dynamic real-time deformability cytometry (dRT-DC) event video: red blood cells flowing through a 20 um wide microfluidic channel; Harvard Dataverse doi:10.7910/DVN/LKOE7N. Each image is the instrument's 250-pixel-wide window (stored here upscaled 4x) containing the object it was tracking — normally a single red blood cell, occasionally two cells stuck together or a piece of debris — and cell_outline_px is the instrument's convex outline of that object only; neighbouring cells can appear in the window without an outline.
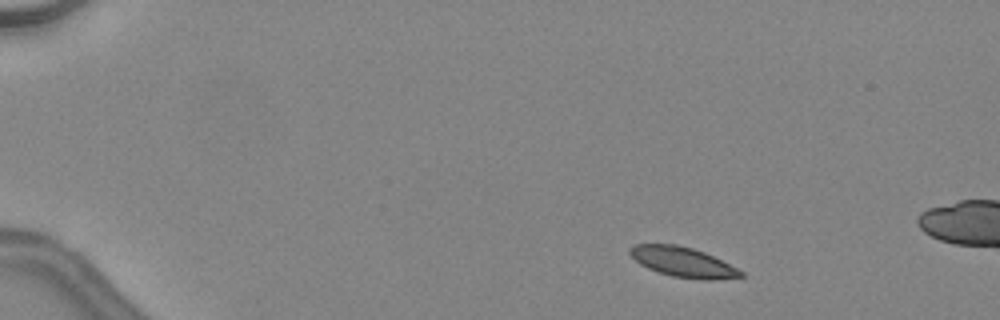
{"species": "common noctule bat (a hibernating species)", "species_latin": "Nyctalus noctula", "temperature_condition": "warm", "stored_images_in_passage": 10, "camera_frame_rate_fps": 3000, "um_per_image_px": 0.085, "animal": {"sex": "female", "body_mass_g": 24.6, "forearm_length_mm": 56.2}, "frame": {"image": 1, "passage_image": 2, "time_ms": 0.333, "image_size_px": [1000, 320], "cell_outline_px": [[744, 276], [716, 280], [704, 280], [672, 276], [648, 268], [640, 264], [628, 252], [628, 248], [636, 244], [676, 244], [692, 248], [704, 252], [744, 272]], "centroid_in_image_um": [58.03, 22.27], "position_along_channel_um": 27.0, "area_um2": 19.13}}